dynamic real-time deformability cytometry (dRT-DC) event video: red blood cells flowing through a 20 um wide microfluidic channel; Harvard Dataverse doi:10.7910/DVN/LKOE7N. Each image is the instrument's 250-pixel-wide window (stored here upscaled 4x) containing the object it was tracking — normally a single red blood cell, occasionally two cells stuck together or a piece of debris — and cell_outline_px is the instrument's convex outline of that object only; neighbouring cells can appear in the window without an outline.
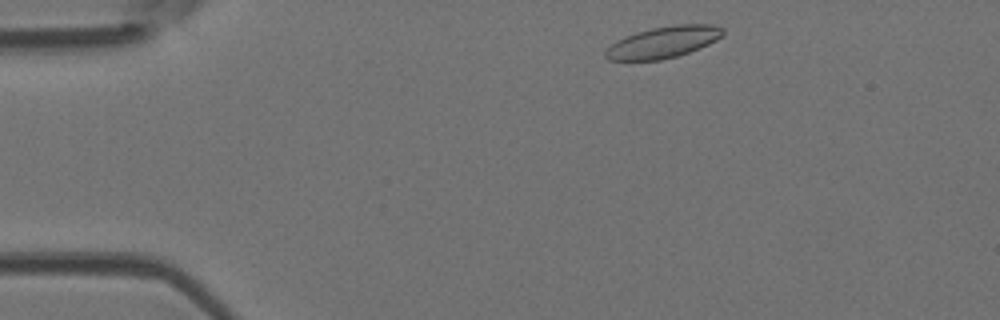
{"species": "Egyptian fruit bat (a non-hibernating species)", "species_latin": "Rousettus aegyptiacus", "temperature_condition": "room temperature", "stored_images_in_passage": 5, "camera_frame_rate_fps": 3000, "um_per_image_px": 0.085, "animal": {"sex": "female"}, "frame": {"image": 1, "passage_image": 1, "time_ms": 0.0, "image_size_px": [1000, 320], "cell_outline_px": [[724, 32], [716, 40], [700, 48], [676, 56], [660, 60], [608, 60], [604, 56], [604, 52], [616, 40], [624, 36], [636, 32], [652, 28], [672, 24], [712, 24], [724, 28]], "centroid_in_image_um": [56.37, 3.57], "position_along_channel_um": 28.6, "area_um2": 21.56}}
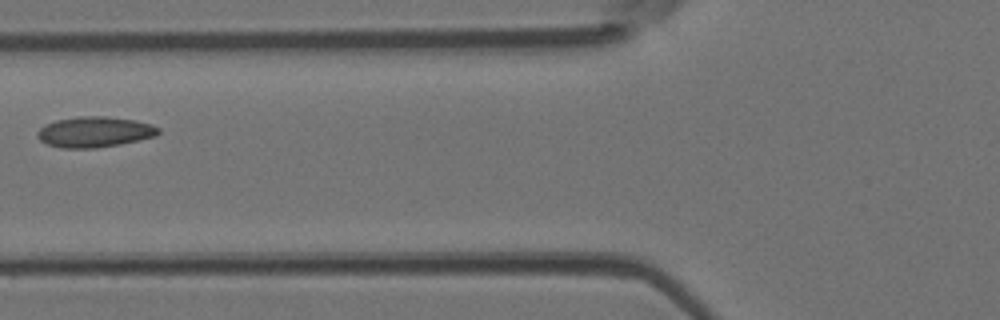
{"frame": {"image": 2, "passage_image": 4, "time_ms": 1.0, "image_size_px": [1000, 320], "cell_outline_px": [[160, 132], [156, 136], [140, 140], [120, 144], [96, 148], [64, 148], [48, 144], [40, 140], [36, 136], [36, 132], [44, 124], [56, 120], [76, 116], [104, 116], [136, 120], [152, 124], [160, 128]], "centroid_in_image_um": [8.05, 11.21], "position_along_channel_um": 117.8, "area_um2": 21.79}}
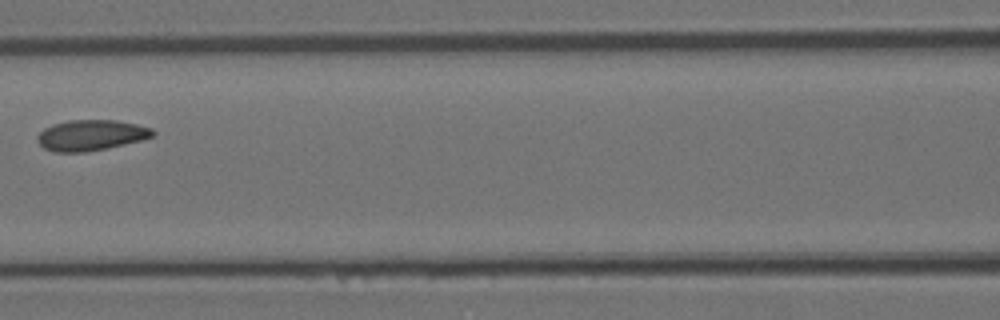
{"frame": {"image": 3, "passage_image": 5, "time_ms": 1.333, "image_size_px": [1000, 320], "cell_outline_px": [[156, 132], [152, 136], [140, 140], [108, 148], [84, 152], [56, 152], [44, 148], [36, 140], [36, 136], [44, 128], [52, 124], [68, 120], [116, 120], [136, 124], [152, 128]], "centroid_in_image_um": [7.71, 11.49], "position_along_channel_um": 158.9, "area_um2": 20.63}}